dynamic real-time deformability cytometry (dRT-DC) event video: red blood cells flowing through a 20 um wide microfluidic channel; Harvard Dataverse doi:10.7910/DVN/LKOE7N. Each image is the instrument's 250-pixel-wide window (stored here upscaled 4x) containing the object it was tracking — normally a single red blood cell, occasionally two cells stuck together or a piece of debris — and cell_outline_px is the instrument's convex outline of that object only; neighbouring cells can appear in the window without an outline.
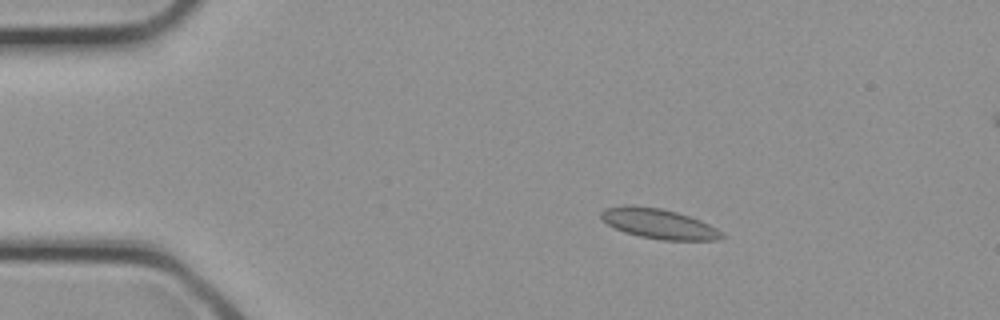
{"species": "common noctule bat (a hibernating species)", "species_latin": "Nyctalus noctula", "temperature_condition": "cold", "stored_images_in_passage": 12, "camera_frame_rate_fps": 3000, "um_per_image_px": 0.085, "animal": {"sex": "female", "body_mass_g": 21.9}, "frame": {"image": 1, "passage_image": 6, "time_ms": 1.667, "image_size_px": [1000, 320], "cell_outline_px": [[728, 236], [716, 240], [664, 240], [640, 236], [624, 232], [608, 224], [600, 216], [600, 212], [604, 208], [624, 204], [632, 204], [660, 208], [676, 212], [700, 220], [724, 232]], "centroid_in_image_um": [56.0, 19.0], "position_along_channel_um": 29.0, "area_um2": 21.21}}
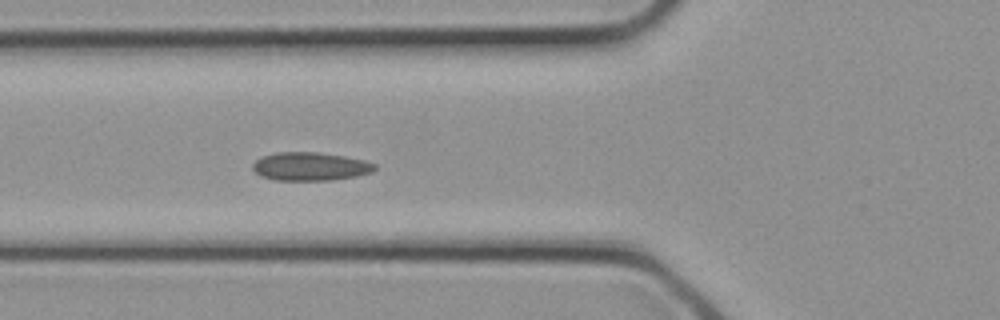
{"frame": {"image": 2, "passage_image": 12, "time_ms": 3.667, "image_size_px": [1000, 320], "cell_outline_px": [[376, 168], [372, 172], [356, 176], [332, 180], [276, 180], [260, 176], [252, 168], [252, 164], [260, 156], [276, 152], [320, 152], [344, 156], [364, 160], [376, 164]], "centroid_in_image_um": [26.36, 14.14], "position_along_channel_um": 99.4, "area_um2": 20.29}}